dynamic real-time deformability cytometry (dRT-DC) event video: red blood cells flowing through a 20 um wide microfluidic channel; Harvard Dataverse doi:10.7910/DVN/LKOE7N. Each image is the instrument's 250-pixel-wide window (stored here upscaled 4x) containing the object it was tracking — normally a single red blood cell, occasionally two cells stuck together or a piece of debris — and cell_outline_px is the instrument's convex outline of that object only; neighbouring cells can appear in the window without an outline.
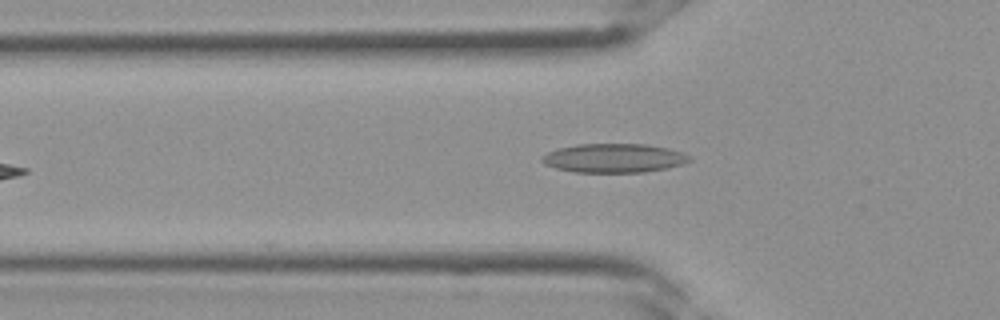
{"species": "Egyptian fruit bat (a non-hibernating species)", "species_latin": "Rousettus aegyptiacus", "temperature_condition": "room temperature", "stored_images_in_passage": 5, "camera_frame_rate_fps": 3000, "um_per_image_px": 0.085, "frame": {"image": 1, "passage_image": 5, "time_ms": 1.333, "image_size_px": [1000, 320], "cell_outline_px": [[692, 160], [684, 164], [668, 168], [644, 172], [572, 172], [556, 168], [544, 164], [540, 160], [540, 156], [556, 148], [576, 144], [648, 144], [668, 148], [684, 152], [692, 156]], "centroid_in_image_um": [52.2, 13.43], "position_along_channel_um": 73.6, "area_um2": 25.32}}